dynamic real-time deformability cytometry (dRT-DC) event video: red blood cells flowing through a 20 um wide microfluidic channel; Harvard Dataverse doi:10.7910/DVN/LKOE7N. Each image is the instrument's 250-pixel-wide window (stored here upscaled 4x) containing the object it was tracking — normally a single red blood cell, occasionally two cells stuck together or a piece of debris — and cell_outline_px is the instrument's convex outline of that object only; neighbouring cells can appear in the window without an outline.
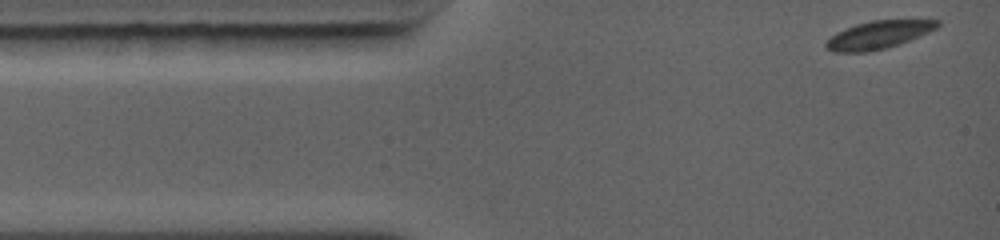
{"species": "common noctule bat (a hibernating species)", "species_latin": "Nyctalus noctula", "temperature_condition": "warm", "stored_images_in_passage": 59, "camera_frame_rate_fps": 5000, "um_per_image_px": 0.085, "animal": {"sex": "female", "body_mass_g": 19.0, "forearm_length_mm": 56.7}, "frame": {"image": 1, "passage_image": 1, "time_ms": 0.0, "image_size_px": [1000, 240], "cell_outline_px": [[940, 24], [936, 28], [928, 32], [900, 44], [868, 52], [832, 52], [824, 48], [824, 44], [836, 32], [856, 24], [872, 20], [940, 20]], "centroid_in_image_um": [74.63, 2.97], "position_along_channel_um": 10.4, "area_um2": 17.98}}
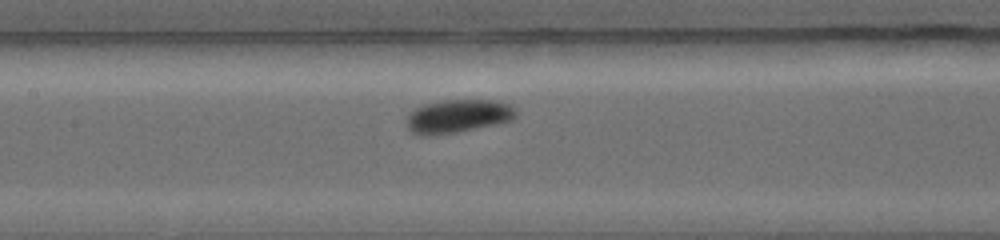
{"frame": {"image": 2, "passage_image": 26, "time_ms": 5.0, "image_size_px": [1000, 240], "cell_outline_px": [[516, 116], [512, 120], [456, 132], [428, 136], [420, 136], [412, 132], [408, 128], [404, 120], [416, 108], [424, 104], [444, 100], [496, 100], [512, 104], [516, 108]], "centroid_in_image_um": [38.92, 9.87], "position_along_channel_um": 168.5, "area_um2": 21.27}}
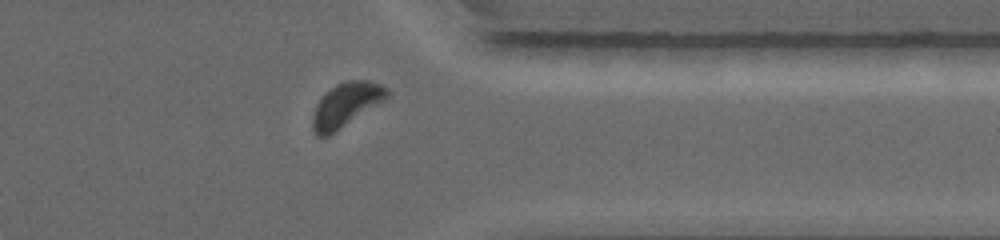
{"frame": {"image": 3, "passage_image": 51, "time_ms": 10.0, "image_size_px": [1000, 240], "cell_outline_px": [[388, 96], [384, 100], [328, 136], [316, 136], [312, 128], [312, 116], [316, 104], [336, 84], [344, 80], [368, 80], [380, 84], [388, 88]], "centroid_in_image_um": [29.4, 8.9], "position_along_channel_um": 382.0, "area_um2": 18.73}, "authors_computed_cell_mechanics": {"area_um2": 19.3052, "velocity_mm_per_s": 4.355, "shape_relaxation_time_tau1_ms": 1.796, "shape_relaxation_time_tau2_ms": null, "deformation_change_tau1": 0.1092, "deformation_change_tau2": null}}